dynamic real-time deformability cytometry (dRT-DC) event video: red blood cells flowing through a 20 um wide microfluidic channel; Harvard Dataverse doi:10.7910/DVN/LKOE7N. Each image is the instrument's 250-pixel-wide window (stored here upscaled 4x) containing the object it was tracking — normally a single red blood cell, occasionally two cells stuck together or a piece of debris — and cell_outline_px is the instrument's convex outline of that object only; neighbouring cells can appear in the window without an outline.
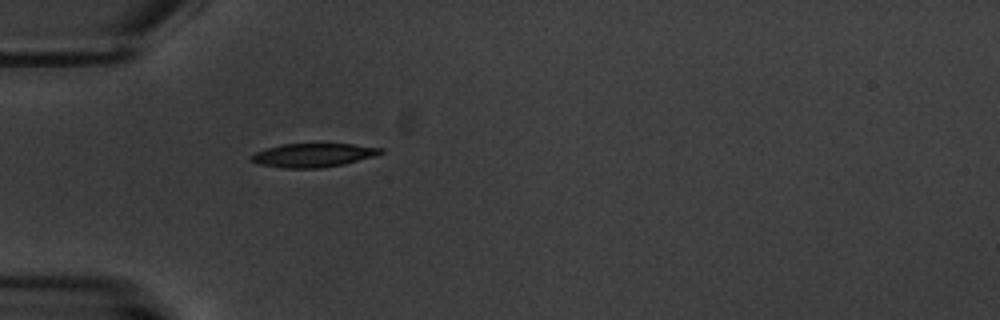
{"species": "common noctule bat (a hibernating species)", "species_latin": "Nyctalus noctula", "temperature_condition": "warm", "stored_images_in_passage": 1, "camera_frame_rate_fps": 3000, "um_per_image_px": 0.085, "animal": {"sex": "male", "body_mass_g": 20.1, "forearm_length_mm": 53.5}, "frame": {"image": 1, "passage_image": 1, "time_ms": 0.0, "image_size_px": [1000, 320], "cell_outline_px": [[384, 152], [372, 156], [344, 164], [320, 168], [284, 168], [260, 164], [248, 160], [248, 156], [256, 152], [280, 144], [352, 144], [384, 148]], "centroid_in_image_um": [26.58, 13.19], "position_along_channel_um": 58.4, "area_um2": 17.8}}